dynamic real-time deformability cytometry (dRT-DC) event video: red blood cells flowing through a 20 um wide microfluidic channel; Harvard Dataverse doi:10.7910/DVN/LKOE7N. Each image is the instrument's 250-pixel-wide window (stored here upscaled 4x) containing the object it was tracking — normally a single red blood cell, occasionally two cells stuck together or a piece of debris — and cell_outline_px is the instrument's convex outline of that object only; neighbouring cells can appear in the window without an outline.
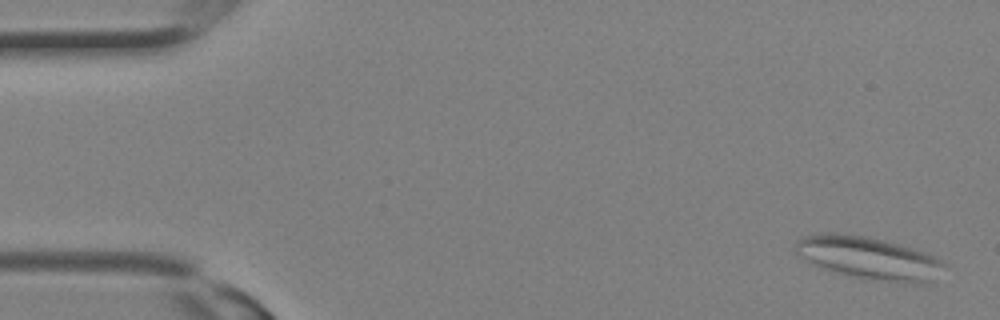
{"species": "Egyptian fruit bat (a non-hibernating species)", "species_latin": "Rousettus aegyptiacus", "temperature_condition": "room temperature", "stored_images_in_passage": 7, "camera_frame_rate_fps": 3000, "um_per_image_px": 0.085, "animal": {"sex": "female"}, "frame": {"image": 1, "passage_image": 1, "time_ms": 0.0, "image_size_px": [1000, 320], "cell_outline_px": [[948, 264], [920, 284], [916, 284], [848, 276], [816, 268], [800, 256], [796, 252], [796, 240], [804, 236], [832, 232], [836, 232], [864, 236], [884, 240], [912, 248], [924, 252]], "centroid_in_image_um": [73.73, 21.91], "position_along_channel_um": 11.3, "area_um2": 36.41}}